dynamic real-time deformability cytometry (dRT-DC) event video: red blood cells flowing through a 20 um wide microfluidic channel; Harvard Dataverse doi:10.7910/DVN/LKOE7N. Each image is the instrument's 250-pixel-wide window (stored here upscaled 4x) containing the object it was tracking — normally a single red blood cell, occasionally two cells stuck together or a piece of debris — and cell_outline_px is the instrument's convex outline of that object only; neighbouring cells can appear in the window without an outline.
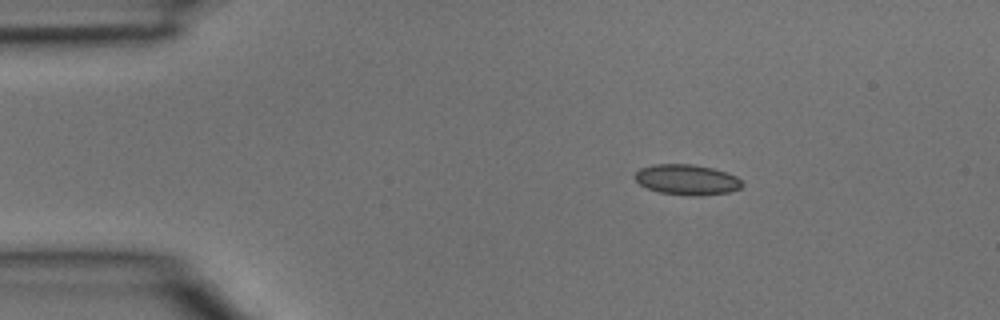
{"species": "common noctule bat (a hibernating species)", "species_latin": "Nyctalus noctula", "temperature_condition": "room temperature", "stored_images_in_passage": 2, "camera_frame_rate_fps": 3000, "um_per_image_px": 0.085, "animal": {"sex": "male", "body_mass_g": 15.6}, "frame": {"image": 1, "passage_image": 1, "time_ms": 0.0, "image_size_px": [1000, 320], "cell_outline_px": [[744, 184], [740, 188], [728, 192], [700, 196], [692, 196], [660, 192], [648, 188], [640, 184], [636, 180], [636, 172], [640, 168], [652, 164], [692, 164], [712, 168], [736, 176]], "centroid_in_image_um": [58.39, 15.27], "position_along_channel_um": 26.6, "area_um2": 18.84}}